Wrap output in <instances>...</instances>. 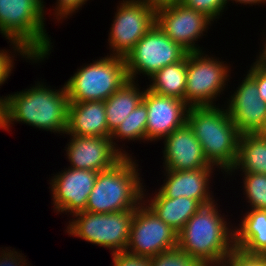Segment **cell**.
I'll use <instances>...</instances> for the list:
<instances>
[{"instance_id":"13","label":"cell","mask_w":266,"mask_h":266,"mask_svg":"<svg viewBox=\"0 0 266 266\" xmlns=\"http://www.w3.org/2000/svg\"><path fill=\"white\" fill-rule=\"evenodd\" d=\"M66 169L51 177L49 188L53 197V210L74 215L85 210L98 172L71 167Z\"/></svg>"},{"instance_id":"36","label":"cell","mask_w":266,"mask_h":266,"mask_svg":"<svg viewBox=\"0 0 266 266\" xmlns=\"http://www.w3.org/2000/svg\"><path fill=\"white\" fill-rule=\"evenodd\" d=\"M5 108H6V98L5 96H2L0 97V128L2 129H5Z\"/></svg>"},{"instance_id":"2","label":"cell","mask_w":266,"mask_h":266,"mask_svg":"<svg viewBox=\"0 0 266 266\" xmlns=\"http://www.w3.org/2000/svg\"><path fill=\"white\" fill-rule=\"evenodd\" d=\"M50 87L38 81L29 89L5 96V131L13 122H22L39 130L66 134L69 98L65 85L58 90Z\"/></svg>"},{"instance_id":"18","label":"cell","mask_w":266,"mask_h":266,"mask_svg":"<svg viewBox=\"0 0 266 266\" xmlns=\"http://www.w3.org/2000/svg\"><path fill=\"white\" fill-rule=\"evenodd\" d=\"M213 167L185 171L164 169L166 178L158 190L167 198L187 197L201 205L212 203L215 199L209 190V182L212 170H215Z\"/></svg>"},{"instance_id":"15","label":"cell","mask_w":266,"mask_h":266,"mask_svg":"<svg viewBox=\"0 0 266 266\" xmlns=\"http://www.w3.org/2000/svg\"><path fill=\"white\" fill-rule=\"evenodd\" d=\"M66 156L71 168L101 172L114 167L125 156L114 146L111 137L69 135Z\"/></svg>"},{"instance_id":"14","label":"cell","mask_w":266,"mask_h":266,"mask_svg":"<svg viewBox=\"0 0 266 266\" xmlns=\"http://www.w3.org/2000/svg\"><path fill=\"white\" fill-rule=\"evenodd\" d=\"M142 102L147 107L146 141L164 140L187 123L189 106L183 100L146 88Z\"/></svg>"},{"instance_id":"35","label":"cell","mask_w":266,"mask_h":266,"mask_svg":"<svg viewBox=\"0 0 266 266\" xmlns=\"http://www.w3.org/2000/svg\"><path fill=\"white\" fill-rule=\"evenodd\" d=\"M136 1L142 2L150 7H153L155 10H157L161 7H166L174 3H177L180 0H136Z\"/></svg>"},{"instance_id":"23","label":"cell","mask_w":266,"mask_h":266,"mask_svg":"<svg viewBox=\"0 0 266 266\" xmlns=\"http://www.w3.org/2000/svg\"><path fill=\"white\" fill-rule=\"evenodd\" d=\"M235 170L266 174V134L240 135L237 159L228 174L232 175Z\"/></svg>"},{"instance_id":"6","label":"cell","mask_w":266,"mask_h":266,"mask_svg":"<svg viewBox=\"0 0 266 266\" xmlns=\"http://www.w3.org/2000/svg\"><path fill=\"white\" fill-rule=\"evenodd\" d=\"M128 80L124 58L107 55L82 66L64 85L69 102L105 101Z\"/></svg>"},{"instance_id":"3","label":"cell","mask_w":266,"mask_h":266,"mask_svg":"<svg viewBox=\"0 0 266 266\" xmlns=\"http://www.w3.org/2000/svg\"><path fill=\"white\" fill-rule=\"evenodd\" d=\"M216 205H202L178 233V248L205 266H220L235 249L234 227Z\"/></svg>"},{"instance_id":"24","label":"cell","mask_w":266,"mask_h":266,"mask_svg":"<svg viewBox=\"0 0 266 266\" xmlns=\"http://www.w3.org/2000/svg\"><path fill=\"white\" fill-rule=\"evenodd\" d=\"M187 78V56L176 63L169 64L157 71L147 87L152 92L174 97L184 101Z\"/></svg>"},{"instance_id":"26","label":"cell","mask_w":266,"mask_h":266,"mask_svg":"<svg viewBox=\"0 0 266 266\" xmlns=\"http://www.w3.org/2000/svg\"><path fill=\"white\" fill-rule=\"evenodd\" d=\"M243 188L250 209L266 210V174L243 173Z\"/></svg>"},{"instance_id":"21","label":"cell","mask_w":266,"mask_h":266,"mask_svg":"<svg viewBox=\"0 0 266 266\" xmlns=\"http://www.w3.org/2000/svg\"><path fill=\"white\" fill-rule=\"evenodd\" d=\"M157 191L153 198L149 197L150 201L143 192V201L148 200V206L177 233L202 206L197 200L187 197L167 198L158 189Z\"/></svg>"},{"instance_id":"32","label":"cell","mask_w":266,"mask_h":266,"mask_svg":"<svg viewBox=\"0 0 266 266\" xmlns=\"http://www.w3.org/2000/svg\"><path fill=\"white\" fill-rule=\"evenodd\" d=\"M8 250V251H7ZM22 253H18L14 249L5 248L0 251V266H29L26 263Z\"/></svg>"},{"instance_id":"12","label":"cell","mask_w":266,"mask_h":266,"mask_svg":"<svg viewBox=\"0 0 266 266\" xmlns=\"http://www.w3.org/2000/svg\"><path fill=\"white\" fill-rule=\"evenodd\" d=\"M211 22L206 15L186 7L180 1L156 10V24L188 53L202 51L195 43L204 36Z\"/></svg>"},{"instance_id":"30","label":"cell","mask_w":266,"mask_h":266,"mask_svg":"<svg viewBox=\"0 0 266 266\" xmlns=\"http://www.w3.org/2000/svg\"><path fill=\"white\" fill-rule=\"evenodd\" d=\"M87 0H56L55 9H53L55 19L64 20L63 18L71 17L72 14L79 10Z\"/></svg>"},{"instance_id":"20","label":"cell","mask_w":266,"mask_h":266,"mask_svg":"<svg viewBox=\"0 0 266 266\" xmlns=\"http://www.w3.org/2000/svg\"><path fill=\"white\" fill-rule=\"evenodd\" d=\"M234 228V247L248 255L266 256V210L250 209Z\"/></svg>"},{"instance_id":"28","label":"cell","mask_w":266,"mask_h":266,"mask_svg":"<svg viewBox=\"0 0 266 266\" xmlns=\"http://www.w3.org/2000/svg\"><path fill=\"white\" fill-rule=\"evenodd\" d=\"M180 2L186 7L206 15L213 22L220 18L219 16L222 15L228 4L227 0H180Z\"/></svg>"},{"instance_id":"1","label":"cell","mask_w":266,"mask_h":266,"mask_svg":"<svg viewBox=\"0 0 266 266\" xmlns=\"http://www.w3.org/2000/svg\"><path fill=\"white\" fill-rule=\"evenodd\" d=\"M44 5L42 0H0V33L9 40L12 53L33 63L48 59L53 48Z\"/></svg>"},{"instance_id":"29","label":"cell","mask_w":266,"mask_h":266,"mask_svg":"<svg viewBox=\"0 0 266 266\" xmlns=\"http://www.w3.org/2000/svg\"><path fill=\"white\" fill-rule=\"evenodd\" d=\"M220 266H266V256L248 255L234 249Z\"/></svg>"},{"instance_id":"22","label":"cell","mask_w":266,"mask_h":266,"mask_svg":"<svg viewBox=\"0 0 266 266\" xmlns=\"http://www.w3.org/2000/svg\"><path fill=\"white\" fill-rule=\"evenodd\" d=\"M138 85L137 81L128 80L104 101L107 127L111 133L142 102L145 90L141 91Z\"/></svg>"},{"instance_id":"33","label":"cell","mask_w":266,"mask_h":266,"mask_svg":"<svg viewBox=\"0 0 266 266\" xmlns=\"http://www.w3.org/2000/svg\"><path fill=\"white\" fill-rule=\"evenodd\" d=\"M13 55V56H12ZM15 54H10L9 50H0V86L5 83L7 78L11 75V71L14 67V56Z\"/></svg>"},{"instance_id":"9","label":"cell","mask_w":266,"mask_h":266,"mask_svg":"<svg viewBox=\"0 0 266 266\" xmlns=\"http://www.w3.org/2000/svg\"><path fill=\"white\" fill-rule=\"evenodd\" d=\"M187 54L155 23L124 57L128 78L135 81L136 74L142 73L149 79L163 67L183 60Z\"/></svg>"},{"instance_id":"17","label":"cell","mask_w":266,"mask_h":266,"mask_svg":"<svg viewBox=\"0 0 266 266\" xmlns=\"http://www.w3.org/2000/svg\"><path fill=\"white\" fill-rule=\"evenodd\" d=\"M163 143L164 169L185 171L211 167L187 123L174 130Z\"/></svg>"},{"instance_id":"16","label":"cell","mask_w":266,"mask_h":266,"mask_svg":"<svg viewBox=\"0 0 266 266\" xmlns=\"http://www.w3.org/2000/svg\"><path fill=\"white\" fill-rule=\"evenodd\" d=\"M227 101L226 109L242 134H265L266 103L258 96L256 83L246 74Z\"/></svg>"},{"instance_id":"19","label":"cell","mask_w":266,"mask_h":266,"mask_svg":"<svg viewBox=\"0 0 266 266\" xmlns=\"http://www.w3.org/2000/svg\"><path fill=\"white\" fill-rule=\"evenodd\" d=\"M67 135L111 137L104 101L69 102Z\"/></svg>"},{"instance_id":"5","label":"cell","mask_w":266,"mask_h":266,"mask_svg":"<svg viewBox=\"0 0 266 266\" xmlns=\"http://www.w3.org/2000/svg\"><path fill=\"white\" fill-rule=\"evenodd\" d=\"M135 161L125 156L114 167L98 172L84 211L107 214L136 209L146 190Z\"/></svg>"},{"instance_id":"37","label":"cell","mask_w":266,"mask_h":266,"mask_svg":"<svg viewBox=\"0 0 266 266\" xmlns=\"http://www.w3.org/2000/svg\"><path fill=\"white\" fill-rule=\"evenodd\" d=\"M230 1H235V3L238 2V4H244V5H247V4H250L251 6L252 5H258V4H261V3H264L266 2V0H227V3L229 4Z\"/></svg>"},{"instance_id":"10","label":"cell","mask_w":266,"mask_h":266,"mask_svg":"<svg viewBox=\"0 0 266 266\" xmlns=\"http://www.w3.org/2000/svg\"><path fill=\"white\" fill-rule=\"evenodd\" d=\"M147 203L143 201L135 209L125 251L150 258L178 248V233L162 221Z\"/></svg>"},{"instance_id":"8","label":"cell","mask_w":266,"mask_h":266,"mask_svg":"<svg viewBox=\"0 0 266 266\" xmlns=\"http://www.w3.org/2000/svg\"><path fill=\"white\" fill-rule=\"evenodd\" d=\"M229 68L203 51L188 53L184 102L189 107L215 106L216 97L223 94L229 81Z\"/></svg>"},{"instance_id":"25","label":"cell","mask_w":266,"mask_h":266,"mask_svg":"<svg viewBox=\"0 0 266 266\" xmlns=\"http://www.w3.org/2000/svg\"><path fill=\"white\" fill-rule=\"evenodd\" d=\"M147 107L141 102L111 134L114 146L124 155L131 156L123 148L116 146V139H128V141H146ZM128 153V154H127Z\"/></svg>"},{"instance_id":"38","label":"cell","mask_w":266,"mask_h":266,"mask_svg":"<svg viewBox=\"0 0 266 266\" xmlns=\"http://www.w3.org/2000/svg\"><path fill=\"white\" fill-rule=\"evenodd\" d=\"M265 40L264 44H263V50L259 52V56H256L257 59H255L256 61H266V36L265 38H263Z\"/></svg>"},{"instance_id":"11","label":"cell","mask_w":266,"mask_h":266,"mask_svg":"<svg viewBox=\"0 0 266 266\" xmlns=\"http://www.w3.org/2000/svg\"><path fill=\"white\" fill-rule=\"evenodd\" d=\"M155 23L153 7L136 0H122L108 36L110 55L124 58Z\"/></svg>"},{"instance_id":"31","label":"cell","mask_w":266,"mask_h":266,"mask_svg":"<svg viewBox=\"0 0 266 266\" xmlns=\"http://www.w3.org/2000/svg\"><path fill=\"white\" fill-rule=\"evenodd\" d=\"M113 266H151L150 259L121 251L112 254Z\"/></svg>"},{"instance_id":"4","label":"cell","mask_w":266,"mask_h":266,"mask_svg":"<svg viewBox=\"0 0 266 266\" xmlns=\"http://www.w3.org/2000/svg\"><path fill=\"white\" fill-rule=\"evenodd\" d=\"M189 107L187 124L202 146L208 163L228 173L235 165L240 133L226 107Z\"/></svg>"},{"instance_id":"27","label":"cell","mask_w":266,"mask_h":266,"mask_svg":"<svg viewBox=\"0 0 266 266\" xmlns=\"http://www.w3.org/2000/svg\"><path fill=\"white\" fill-rule=\"evenodd\" d=\"M149 259L151 266H205L198 259L192 258L179 248L162 252Z\"/></svg>"},{"instance_id":"39","label":"cell","mask_w":266,"mask_h":266,"mask_svg":"<svg viewBox=\"0 0 266 266\" xmlns=\"http://www.w3.org/2000/svg\"><path fill=\"white\" fill-rule=\"evenodd\" d=\"M254 64L264 75H266V61H255Z\"/></svg>"},{"instance_id":"34","label":"cell","mask_w":266,"mask_h":266,"mask_svg":"<svg viewBox=\"0 0 266 266\" xmlns=\"http://www.w3.org/2000/svg\"><path fill=\"white\" fill-rule=\"evenodd\" d=\"M247 71V75L256 83L258 96L266 103V75H264L254 64Z\"/></svg>"},{"instance_id":"7","label":"cell","mask_w":266,"mask_h":266,"mask_svg":"<svg viewBox=\"0 0 266 266\" xmlns=\"http://www.w3.org/2000/svg\"><path fill=\"white\" fill-rule=\"evenodd\" d=\"M135 209L107 214L77 212L69 220L66 232L92 245L111 250V254L125 251L130 238V227Z\"/></svg>"}]
</instances>
